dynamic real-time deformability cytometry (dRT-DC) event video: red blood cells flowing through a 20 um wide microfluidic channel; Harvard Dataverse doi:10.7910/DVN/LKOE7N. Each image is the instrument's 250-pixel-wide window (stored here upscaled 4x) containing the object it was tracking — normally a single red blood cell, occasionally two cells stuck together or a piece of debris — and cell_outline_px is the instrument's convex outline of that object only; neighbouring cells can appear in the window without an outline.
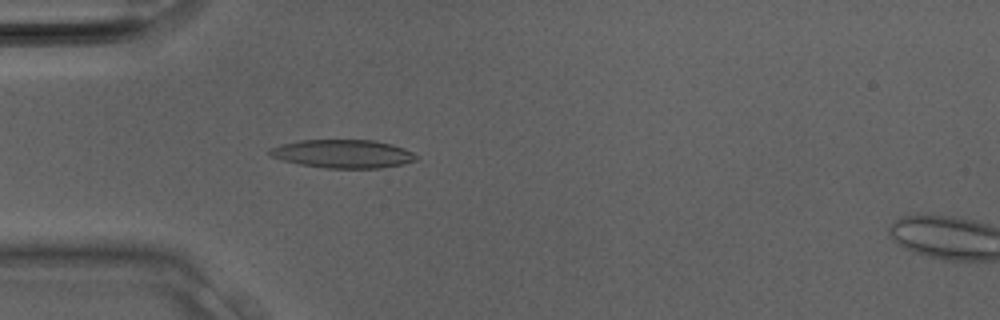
{"species": "Egyptian fruit bat (a non-hibernating species)", "species_latin": "Rousettus aegyptiacus", "temperature_condition": "room temperature", "stored_images_in_passage": 3, "camera_frame_rate_fps": 3000, "um_per_image_px": 0.085, "animal": {"sex": "male"}, "frame": {"image": 1, "passage_image": 2, "time_ms": 0.333, "image_size_px": [1000, 320], "cell_outline_px": [[420, 156], [416, 160], [400, 164], [380, 168], [328, 168], [300, 164], [284, 160], [272, 156], [268, 152], [268, 148], [280, 144], [300, 140], [376, 140], [392, 144], [404, 148]], "centroid_in_image_um": [29.16, 13.06], "position_along_channel_um": 55.8, "area_um2": 24.16}}